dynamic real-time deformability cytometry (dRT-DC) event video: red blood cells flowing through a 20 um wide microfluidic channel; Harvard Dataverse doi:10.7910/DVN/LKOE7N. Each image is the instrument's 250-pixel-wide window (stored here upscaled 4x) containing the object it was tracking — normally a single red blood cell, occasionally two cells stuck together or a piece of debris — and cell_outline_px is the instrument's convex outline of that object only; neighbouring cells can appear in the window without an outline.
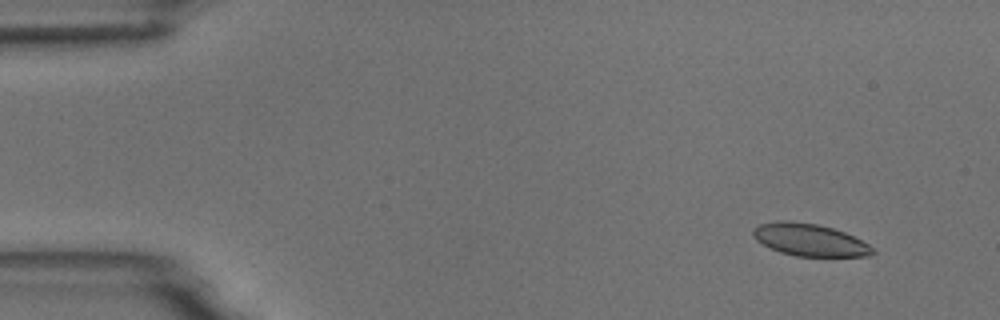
{"species": "common noctule bat (a hibernating species)", "species_latin": "Nyctalus noctula", "temperature_condition": "room temperature", "stored_images_in_passage": 10, "camera_frame_rate_fps": 3000, "um_per_image_px": 0.085, "animal": {"sex": "male", "body_mass_g": 18.8}, "frame": {"image": 1, "passage_image": 1, "time_ms": 0.0, "image_size_px": [1000, 320], "cell_outline_px": [[876, 252], [872, 256], [796, 256], [780, 252], [756, 240], [752, 236], [752, 228], [760, 224], [776, 220], [788, 220], [816, 224], [832, 228], [844, 232], [868, 244]], "centroid_in_image_um": [68.79, 20.38], "position_along_channel_um": 16.2, "area_um2": 22.43}}
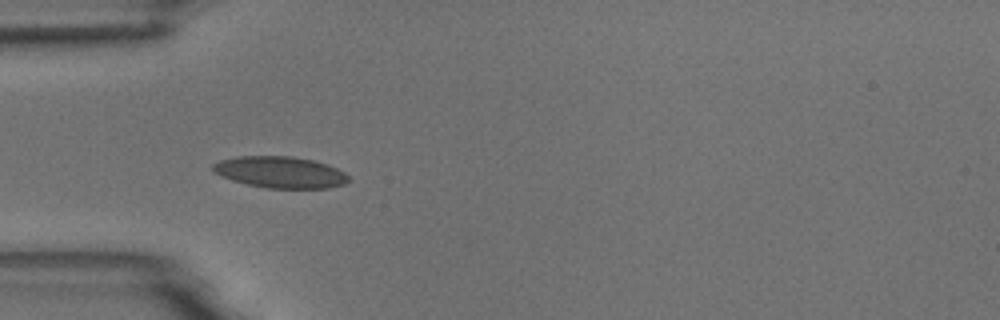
{"frame": {"image": 2, "passage_image": 4, "time_ms": 4.0, "image_size_px": [1000, 320], "cell_outline_px": [[348, 180], [344, 184], [328, 188], [264, 188], [232, 180], [212, 172], [212, 164], [220, 160], [236, 156], [292, 156], [312, 160], [328, 164], [344, 172], [348, 176]], "centroid_in_image_um": [23.79, 14.63], "position_along_channel_um": 61.2, "area_um2": 24.91}}
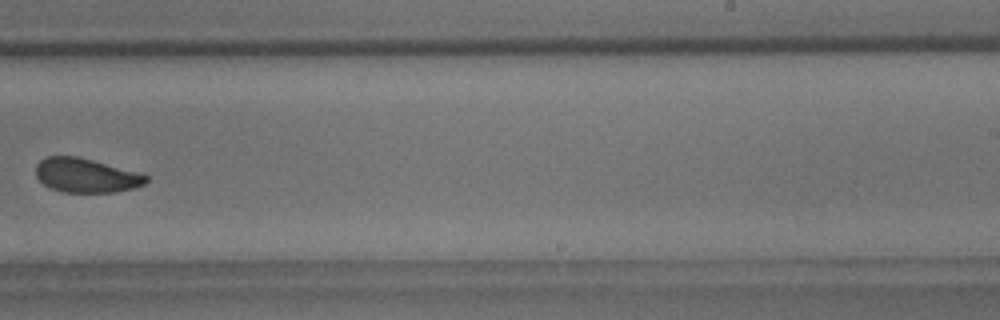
{"frame": {"image": 3, "passage_image": 9, "time_ms": 10.0, "image_size_px": [1000, 320], "cell_outline_px": [[148, 180], [144, 184], [136, 188], [116, 192], [64, 192], [52, 188], [44, 184], [36, 176], [36, 164], [40, 160], [48, 156], [76, 156], [140, 172], [148, 176]], "centroid_in_image_um": [7.34, 14.91], "position_along_channel_um": 281.7, "area_um2": 21.96}}